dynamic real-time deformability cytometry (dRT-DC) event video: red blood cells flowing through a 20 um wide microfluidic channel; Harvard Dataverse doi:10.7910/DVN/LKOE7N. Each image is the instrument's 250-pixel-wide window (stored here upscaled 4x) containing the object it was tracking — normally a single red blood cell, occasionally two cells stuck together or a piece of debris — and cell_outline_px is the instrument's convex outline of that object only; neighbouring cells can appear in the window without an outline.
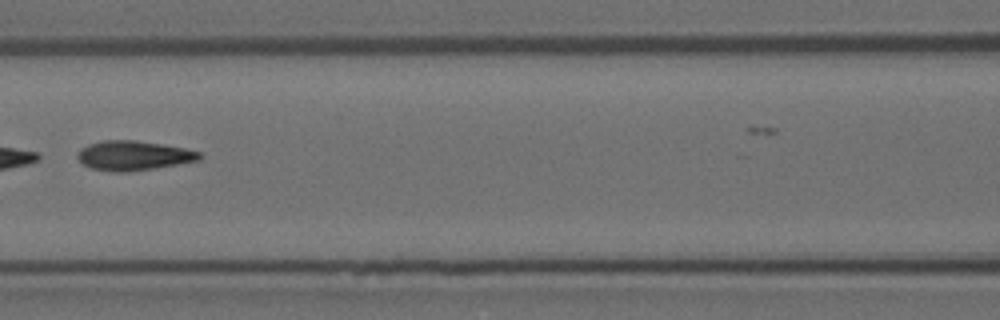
{"species": "Egyptian fruit bat (a non-hibernating species)", "species_latin": "Rousettus aegyptiacus", "temperature_condition": "room temperature", "stored_images_in_passage": 9, "camera_frame_rate_fps": 3000, "um_per_image_px": 0.085, "animal": {"sex": "female"}, "frame": {"image": 1, "passage_image": 5, "time_ms": 1.333, "image_size_px": [1000, 320], "cell_outline_px": [[204, 156], [200, 160], [152, 168], [124, 172], [112, 172], [88, 168], [76, 156], [80, 148], [88, 144], [100, 140], [136, 140], [164, 144], [184, 148], [200, 152]], "centroid_in_image_um": [11.32, 13.21], "position_along_channel_um": 155.3, "area_um2": 21.1}}
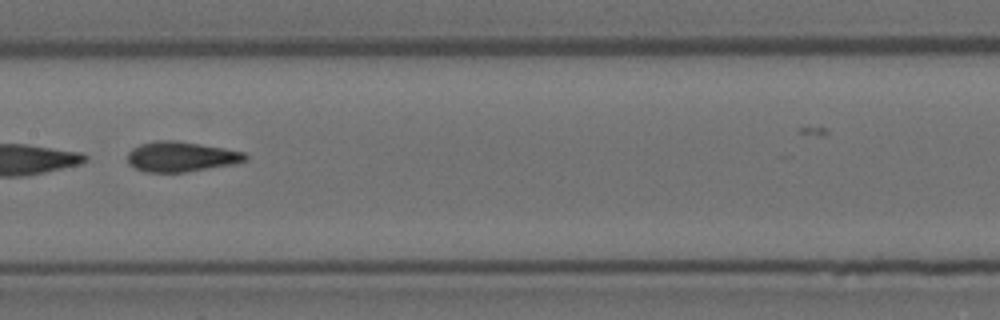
{"frame": {"image": 2, "passage_image": 6, "time_ms": 1.667, "image_size_px": [1000, 320], "cell_outline_px": [[248, 160], [232, 164], [184, 172], [144, 172], [128, 164], [128, 152], [132, 148], [140, 144], [156, 140], [176, 140], [244, 152], [248, 156]], "centroid_in_image_um": [15.35, 13.31], "position_along_channel_um": 192.0, "area_um2": 20.52}}
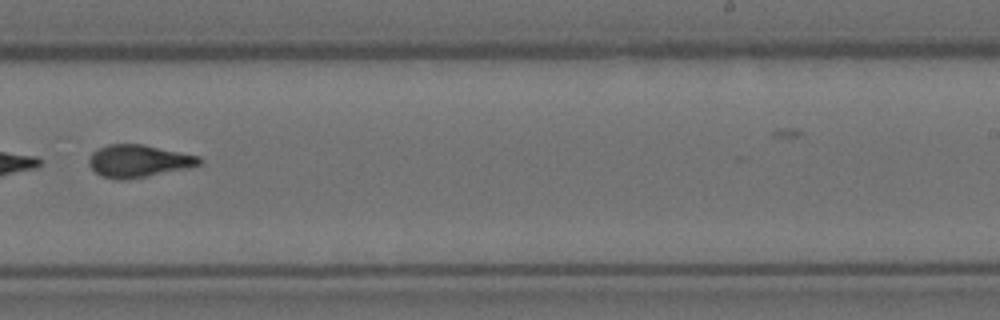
{"frame": {"image": 3, "passage_image": 8, "time_ms": 2.333, "image_size_px": [1000, 320], "cell_outline_px": [[204, 160], [200, 164], [188, 168], [124, 180], [116, 180], [100, 176], [88, 164], [88, 160], [92, 152], [108, 144], [144, 144], [200, 156]], "centroid_in_image_um": [11.78, 13.68], "position_along_channel_um": 277.2, "area_um2": 20.92}}